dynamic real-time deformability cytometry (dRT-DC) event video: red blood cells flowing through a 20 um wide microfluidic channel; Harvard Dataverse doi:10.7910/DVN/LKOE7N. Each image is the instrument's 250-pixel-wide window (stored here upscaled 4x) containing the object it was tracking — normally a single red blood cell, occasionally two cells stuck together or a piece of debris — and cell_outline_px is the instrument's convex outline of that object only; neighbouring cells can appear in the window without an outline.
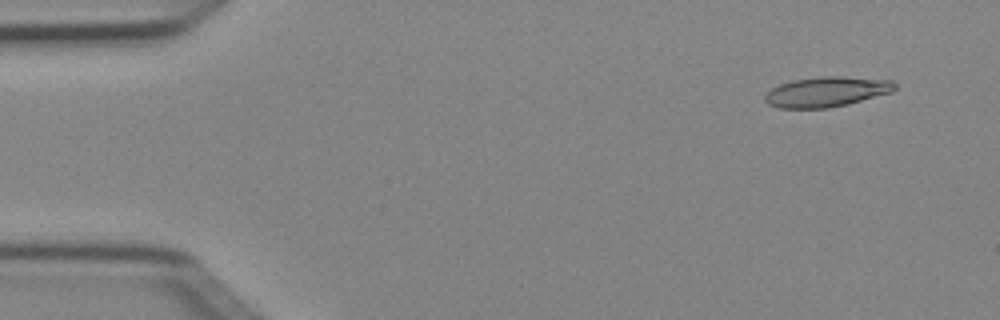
{"species": "Egyptian fruit bat (a non-hibernating species)", "species_latin": "Rousettus aegyptiacus", "temperature_condition": "cold", "stored_images_in_passage": 4, "camera_frame_rate_fps": 3000, "um_per_image_px": 0.085, "animal": {"sex": "female"}, "frame": {"image": 1, "passage_image": 1, "time_ms": 0.0, "image_size_px": [1000, 320], "cell_outline_px": [[896, 88], [892, 92], [848, 104], [828, 108], [776, 108], [768, 104], [764, 100], [764, 96], [772, 88], [780, 84], [792, 80], [820, 76], [840, 76], [892, 80], [896, 84]], "centroid_in_image_um": [70.25, 7.8], "position_along_channel_um": 14.7, "area_um2": 22.89}}